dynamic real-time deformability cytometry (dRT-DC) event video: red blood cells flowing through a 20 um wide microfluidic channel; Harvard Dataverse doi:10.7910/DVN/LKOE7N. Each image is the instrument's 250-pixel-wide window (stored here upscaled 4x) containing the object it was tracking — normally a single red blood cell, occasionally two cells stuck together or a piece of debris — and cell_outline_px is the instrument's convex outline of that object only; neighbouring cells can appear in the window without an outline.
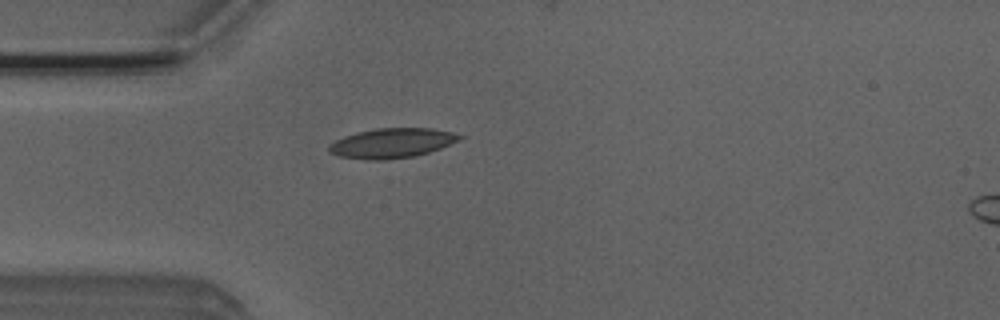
{"species": "Egyptian fruit bat (a non-hibernating species)", "species_latin": "Rousettus aegyptiacus", "temperature_condition": "room temperature", "stored_images_in_passage": 33, "camera_frame_rate_fps": 3000, "um_per_image_px": 0.085, "animal": {"sex": "male"}, "frame": {"image": 1, "passage_image": 1, "time_ms": 0.0, "image_size_px": [1000, 320], "cell_outline_px": [[464, 136], [460, 140], [440, 148], [428, 152], [412, 156], [384, 160], [364, 160], [340, 156], [328, 152], [328, 144], [344, 136], [356, 132], [376, 128], [432, 128], [452, 132]], "centroid_in_image_um": [33.28, 12.16], "position_along_channel_um": 51.7, "area_um2": 22.66}}
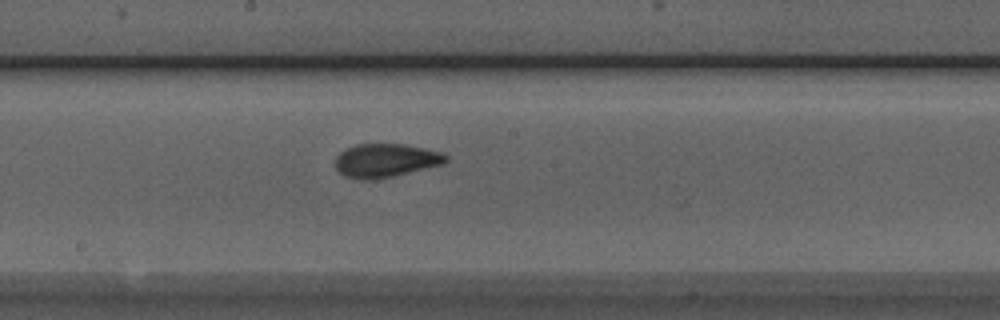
{"frame": {"image": 2, "passage_image": 14, "time_ms": 4.333, "image_size_px": [1000, 320], "cell_outline_px": [[448, 160], [444, 164], [376, 180], [360, 180], [344, 176], [336, 168], [336, 156], [340, 152], [356, 144], [404, 144], [444, 152], [448, 156]], "centroid_in_image_um": [32.8, 13.64], "position_along_channel_um": 215.4, "area_um2": 21.79}}
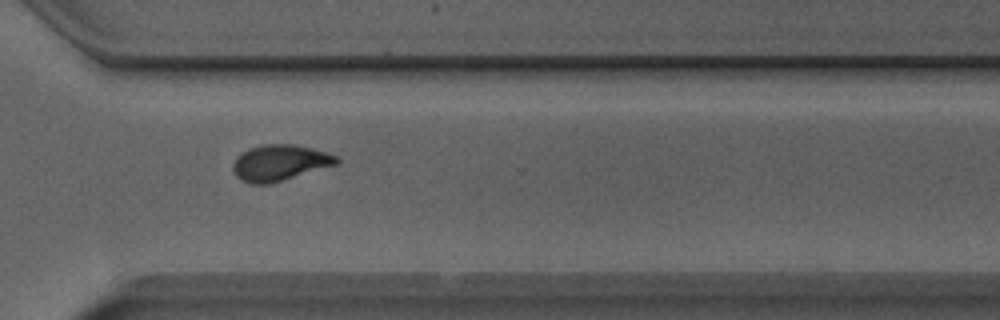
{"frame": {"image": 3, "passage_image": 24, "time_ms": 7.667, "image_size_px": [1000, 320], "cell_outline_px": [[340, 160], [336, 164], [268, 184], [248, 184], [240, 180], [236, 176], [232, 168], [232, 164], [248, 148], [264, 144], [292, 144], [312, 148], [336, 156]], "centroid_in_image_um": [23.74, 13.84], "position_along_channel_um": 346.9, "area_um2": 21.33}, "authors_computed_cell_mechanics": {"area_um2": 21.2126, "velocity_mm_per_s": 3.9456, "shape_relaxation_time_tau1_ms": 3.6641, "shape_relaxation_time_tau2_ms": 1.1891, "deformation_change_tau1": 0.1408, "deformation_change_tau2": 0.0554}}